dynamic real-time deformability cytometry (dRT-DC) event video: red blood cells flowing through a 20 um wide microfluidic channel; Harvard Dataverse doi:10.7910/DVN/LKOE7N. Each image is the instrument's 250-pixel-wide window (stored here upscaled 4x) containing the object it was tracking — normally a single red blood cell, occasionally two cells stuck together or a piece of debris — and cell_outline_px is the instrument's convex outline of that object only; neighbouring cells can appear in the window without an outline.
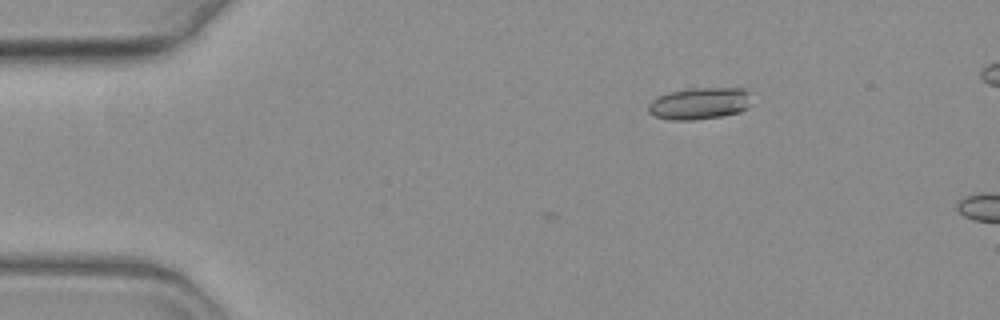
{"species": "common noctule bat (a hibernating species)", "species_latin": "Nyctalus noctula", "temperature_condition": "warm", "stored_images_in_passage": 3, "camera_frame_rate_fps": 3000, "um_per_image_px": 0.085, "animal": {"sex": "female", "body_mass_g": 19.3, "forearm_length_mm": 54.1}, "frame": {"image": 1, "passage_image": 3, "time_ms": 0.667, "image_size_px": [1000, 320], "cell_outline_px": [[752, 92], [748, 108], [740, 112], [720, 116], [692, 120], [668, 120], [652, 116], [648, 112], [648, 104], [656, 96], [668, 92], [684, 88], [744, 88]], "centroid_in_image_um": [59.44, 8.78], "position_along_channel_um": 25.6, "area_um2": 19.65}}